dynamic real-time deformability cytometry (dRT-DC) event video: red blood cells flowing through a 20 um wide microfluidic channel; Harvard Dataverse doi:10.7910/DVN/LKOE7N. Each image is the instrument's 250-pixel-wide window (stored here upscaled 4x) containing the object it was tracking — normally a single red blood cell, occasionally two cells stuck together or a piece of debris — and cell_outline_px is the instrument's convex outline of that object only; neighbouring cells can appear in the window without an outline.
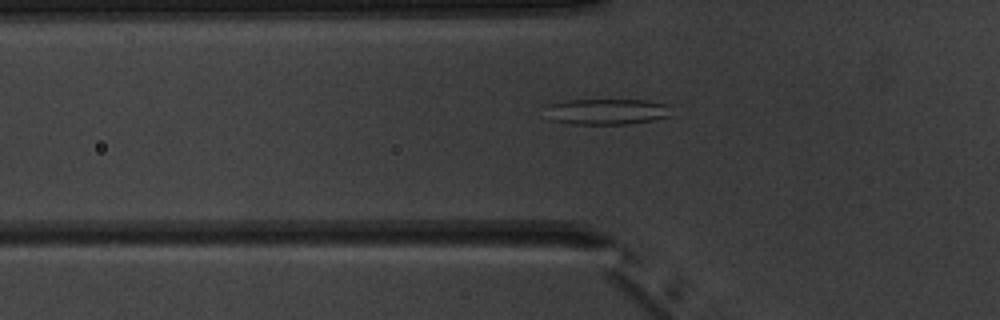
{"species": "common noctule bat (a hibernating species)", "species_latin": "Nyctalus noctula", "temperature_condition": "warm", "stored_images_in_passage": 4, "camera_frame_rate_fps": 3000, "um_per_image_px": 0.085, "animal": {"sex": "male", "body_mass_g": 20.1, "forearm_length_mm": 53.5}, "frame": {"image": 1, "passage_image": 4, "time_ms": 3.667, "image_size_px": [1000, 320], "cell_outline_px": [[668, 116], [652, 120], [632, 124], [572, 124], [552, 120], [548, 104], [568, 100], [648, 100], [668, 104]], "centroid_in_image_um": [51.62, 9.48], "position_along_channel_um": 74.2, "area_um2": 18.61}}